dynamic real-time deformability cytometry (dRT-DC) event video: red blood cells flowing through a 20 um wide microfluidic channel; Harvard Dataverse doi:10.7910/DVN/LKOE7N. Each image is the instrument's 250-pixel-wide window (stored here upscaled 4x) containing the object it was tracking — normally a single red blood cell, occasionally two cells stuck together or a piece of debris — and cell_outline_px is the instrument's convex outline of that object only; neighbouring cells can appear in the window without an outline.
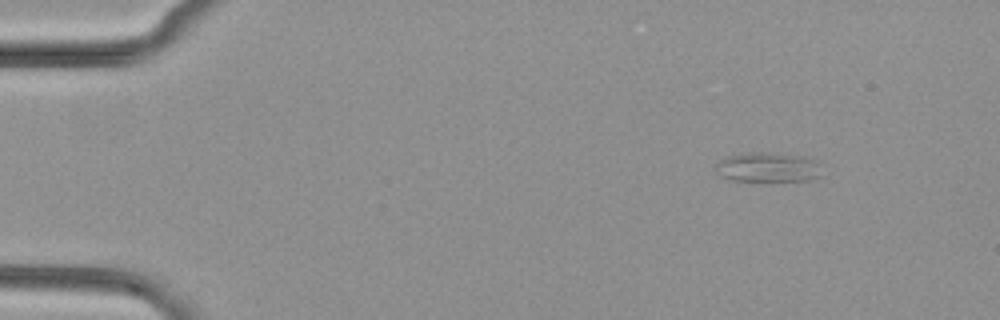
{"species": "common noctule bat (a hibernating species)", "species_latin": "Nyctalus noctula", "temperature_condition": "cold", "stored_images_in_passage": 49, "camera_frame_rate_fps": 3000, "um_per_image_px": 0.085, "animal": {"sex": "female", "body_mass_g": 29.2, "forearm_length_mm": 56.3}, "frame": {"image": 1, "passage_image": 1, "time_ms": 0.0, "image_size_px": [1000, 320], "cell_outline_px": [[820, 176], [812, 180], [732, 180], [720, 176], [716, 172], [716, 164], [720, 160], [728, 156], [752, 152], [768, 152], [804, 156], [816, 160]], "centroid_in_image_um": [65.25, 14.2], "position_along_channel_um": 19.7, "area_um2": 18.09}}
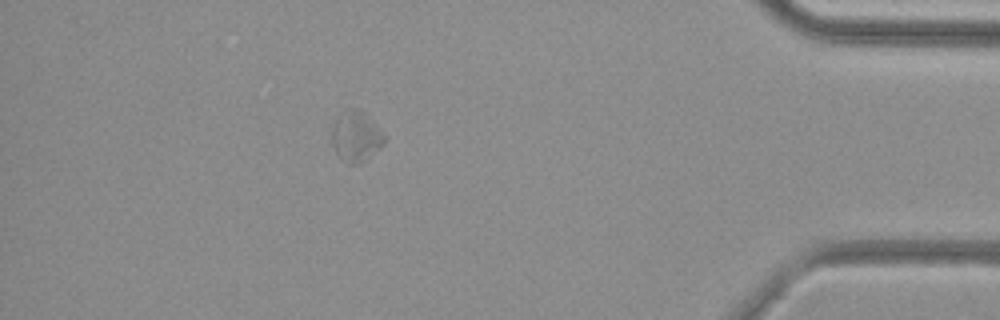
{"frame": {"image": 2, "passage_image": 42, "time_ms": 13.667, "image_size_px": [1000, 320], "cell_outline_px": [[384, 144], [380, 148], [364, 160], [356, 164], [348, 164], [336, 152], [332, 144], [332, 128], [340, 112], [348, 108], [360, 108], [380, 128], [384, 136]], "centroid_in_image_um": [30.25, 11.55], "position_along_channel_um": 404.9, "area_um2": 15.32}}